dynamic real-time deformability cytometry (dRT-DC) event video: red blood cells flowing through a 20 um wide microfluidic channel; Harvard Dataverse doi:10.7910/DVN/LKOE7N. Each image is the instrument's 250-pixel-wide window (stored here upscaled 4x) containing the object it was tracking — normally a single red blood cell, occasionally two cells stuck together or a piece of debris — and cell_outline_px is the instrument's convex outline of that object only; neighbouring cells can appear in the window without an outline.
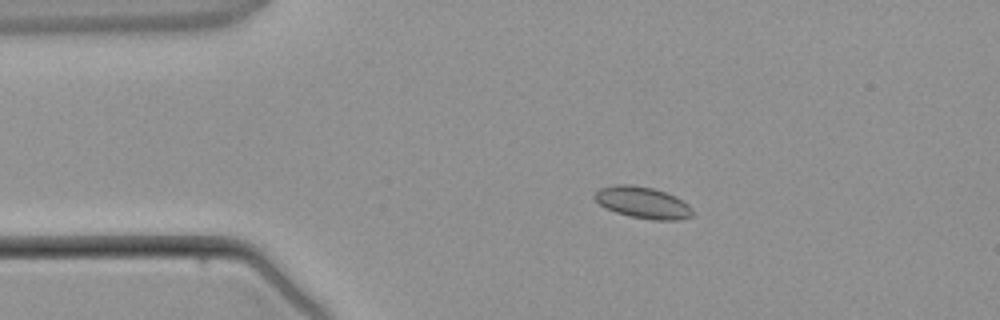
{"species": "common noctule bat (a hibernating species)", "species_latin": "Nyctalus noctula", "temperature_condition": "warm", "stored_images_in_passage": 2, "camera_frame_rate_fps": 3000, "um_per_image_px": 0.085, "animal": {"sex": "male", "body_mass_g": 21.5, "forearm_length_mm": 52.0}, "frame": {"image": 1, "passage_image": 1, "time_ms": 0.0, "image_size_px": [1000, 320], "cell_outline_px": [[692, 216], [680, 220], [652, 220], [632, 216], [616, 212], [600, 204], [592, 196], [600, 188], [616, 184], [628, 184], [652, 188], [676, 196], [688, 204], [692, 208]], "centroid_in_image_um": [54.65, 17.22], "position_along_channel_um": 30.3, "area_um2": 17.86}}